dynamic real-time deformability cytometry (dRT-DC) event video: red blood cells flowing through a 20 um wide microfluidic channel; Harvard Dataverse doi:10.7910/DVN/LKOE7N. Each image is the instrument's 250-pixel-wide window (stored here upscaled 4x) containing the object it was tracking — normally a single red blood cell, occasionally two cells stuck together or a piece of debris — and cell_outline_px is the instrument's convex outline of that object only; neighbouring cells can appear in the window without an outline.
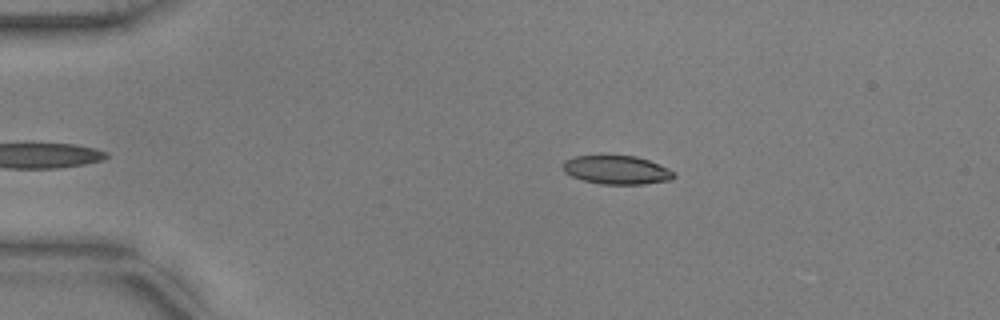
{"species": "common noctule bat (a hibernating species)", "species_latin": "Nyctalus noctula", "temperature_condition": "warm", "stored_images_in_passage": 39, "camera_frame_rate_fps": 3000, "um_per_image_px": 0.085, "animal": {"sex": "male", "body_mass_g": 17.9, "forearm_length_mm": 54.2}, "frame": {"image": 1, "passage_image": 3, "time_ms": 0.667, "image_size_px": [1000, 320], "cell_outline_px": [[676, 176], [672, 180], [644, 184], [600, 184], [584, 180], [572, 176], [564, 172], [560, 168], [564, 160], [576, 156], [636, 156], [648, 160], [668, 168]], "centroid_in_image_um": [52.39, 14.45], "position_along_channel_um": 32.6, "area_um2": 18.5}}
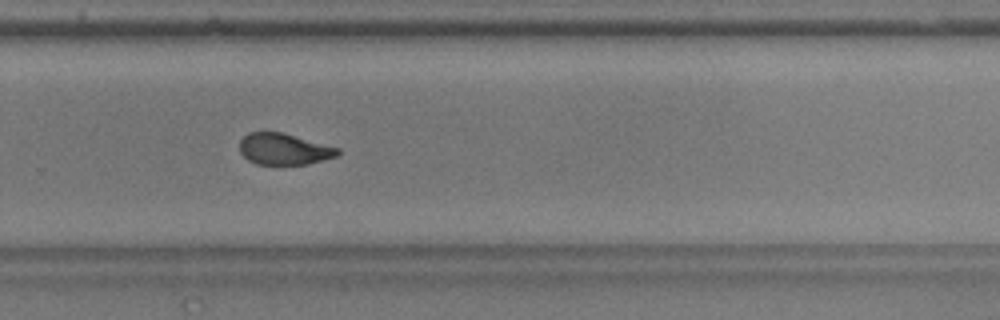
{"frame": {"image": 2, "passage_image": 29, "time_ms": 9.333, "image_size_px": [1000, 320], "cell_outline_px": [[340, 152], [336, 156], [308, 164], [256, 164], [248, 160], [240, 152], [240, 140], [248, 132], [284, 132], [340, 148]], "centroid_in_image_um": [24.14, 12.66], "position_along_channel_um": 305.7, "area_um2": 17.98}}
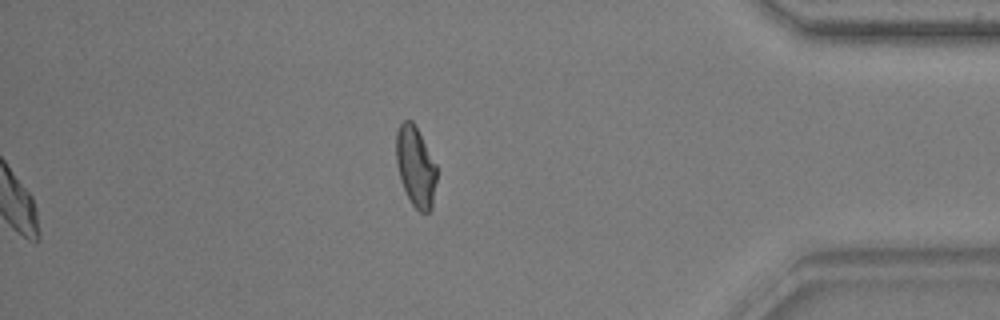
{"frame": {"image": 3, "passage_image": 39, "time_ms": 12.667, "image_size_px": [1000, 320], "cell_outline_px": [[436, 180], [432, 208], [428, 212], [420, 212], [412, 204], [400, 180], [396, 164], [396, 132], [400, 124], [404, 120], [412, 120], [436, 164]], "centroid_in_image_um": [35.31, 14.16], "position_along_channel_um": 399.9, "area_um2": 18.79}, "authors_computed_cell_mechanics": {"area_um2": 19.1896, "velocity_mm_per_s": 3.7605, "shape_relaxation_time_tau1_ms": 7.0848, "shape_relaxation_time_tau2_ms": 1.4069, "deformation_change_tau1": 0.2277, "deformation_change_tau2": 0.082}}